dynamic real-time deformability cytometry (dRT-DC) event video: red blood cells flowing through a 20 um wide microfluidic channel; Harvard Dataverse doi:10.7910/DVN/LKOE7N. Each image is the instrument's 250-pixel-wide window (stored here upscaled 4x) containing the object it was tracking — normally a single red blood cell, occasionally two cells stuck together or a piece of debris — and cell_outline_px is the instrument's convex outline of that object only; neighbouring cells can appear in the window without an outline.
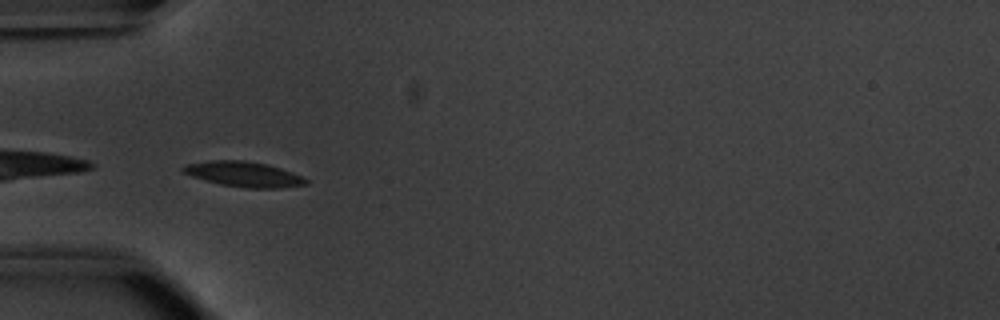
{"species": "common noctule bat (a hibernating species)", "species_latin": "Nyctalus noctula", "temperature_condition": "warm", "stored_images_in_passage": 29, "camera_frame_rate_fps": 3000, "um_per_image_px": 0.085, "animal": {"sex": "male", "body_mass_g": 20.1, "forearm_length_mm": 53.5}, "frame": {"image": 1, "passage_image": 1, "time_ms": 0.0, "image_size_px": [1000, 320], "cell_outline_px": [[308, 184], [280, 188], [244, 188], [220, 184], [192, 176], [180, 172], [180, 168], [184, 164], [212, 160], [244, 160], [268, 164], [304, 176], [308, 180]], "centroid_in_image_um": [20.71, 14.8], "position_along_channel_um": 64.3, "area_um2": 18.26}}
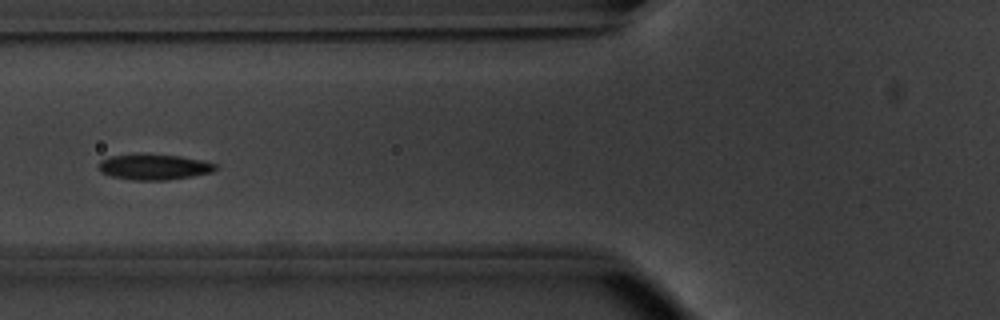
{"frame": {"image": 2, "passage_image": 5, "time_ms": 1.333, "image_size_px": [1000, 320], "cell_outline_px": [[216, 168], [212, 172], [192, 176], [168, 180], [132, 180], [112, 176], [100, 172], [100, 160], [108, 156], [136, 152], [144, 152], [180, 156], [204, 160], [216, 164]], "centroid_in_image_um": [13.06, 14.15], "position_along_channel_um": 112.7, "area_um2": 17.98}, "authors_computed_cell_mechanics": {"area_um2": 17.8602, "velocity_mm_per_s": 3.7677, "shape_relaxation_time_tau1_ms": 10.987, "shape_relaxation_time_tau2_ms": null, "deformation_change_tau1": 0.3454, "deformation_change_tau2": null}}